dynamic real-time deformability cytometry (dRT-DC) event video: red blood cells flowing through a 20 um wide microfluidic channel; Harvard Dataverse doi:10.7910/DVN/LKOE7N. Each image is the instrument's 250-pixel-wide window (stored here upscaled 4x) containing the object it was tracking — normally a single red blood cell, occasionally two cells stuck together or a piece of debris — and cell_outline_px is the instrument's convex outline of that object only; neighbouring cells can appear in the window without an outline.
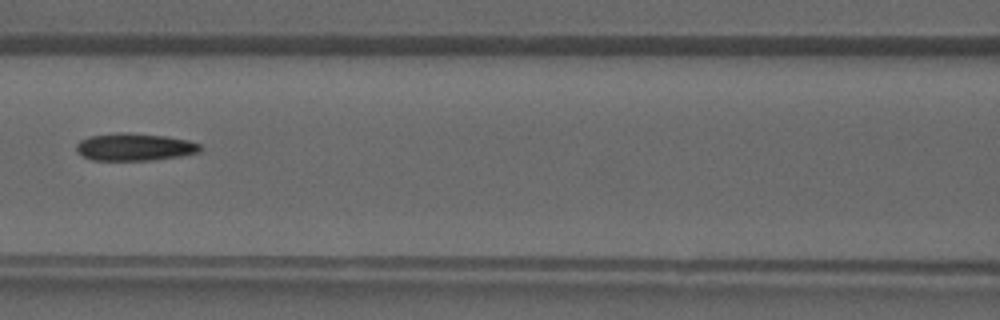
{"species": "common noctule bat (a hibernating species)", "species_latin": "Nyctalus noctula", "temperature_condition": "warm", "stored_images_in_passage": 27, "camera_frame_rate_fps": 3000, "um_per_image_px": 0.085, "animal": {"sex": "male", "forearm_length_mm": 52.5}, "frame": {"image": 1, "passage_image": 8, "time_ms": 2.333, "image_size_px": [1000, 320], "cell_outline_px": [[200, 152], [180, 156], [152, 160], [92, 160], [76, 152], [76, 144], [80, 140], [92, 136], [116, 132], [128, 132], [164, 136], [188, 140], [200, 144]], "centroid_in_image_um": [11.42, 12.49], "position_along_channel_um": 155.2, "area_um2": 19.77}}
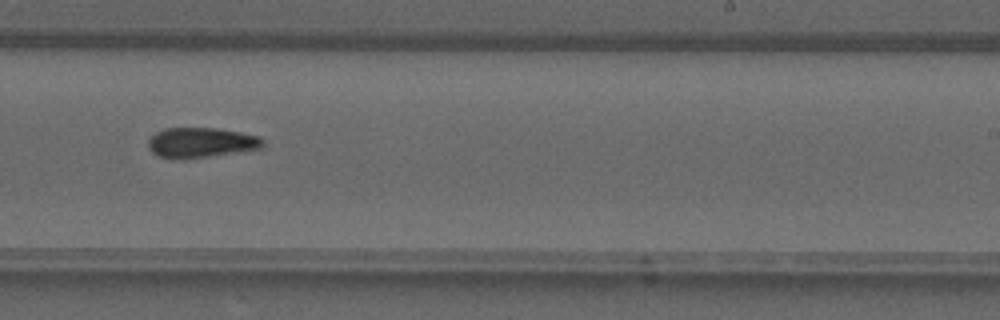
{"frame": {"image": 2, "passage_image": 15, "time_ms": 4.667, "image_size_px": [1000, 320], "cell_outline_px": [[264, 144], [260, 148], [184, 160], [176, 160], [160, 156], [152, 152], [148, 148], [148, 140], [156, 132], [164, 128], [216, 128], [240, 132], [260, 136], [264, 140]], "centroid_in_image_um": [17.06, 12.12], "position_along_channel_um": 271.9, "area_um2": 20.17}}
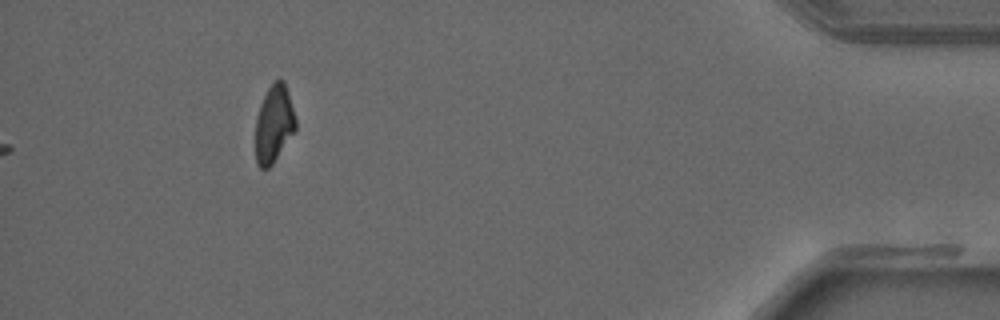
{"frame": {"image": 3, "passage_image": 27, "time_ms": 8.667, "image_size_px": [1000, 320], "cell_outline_px": [[296, 128], [272, 164], [268, 168], [260, 168], [256, 164], [256, 120], [260, 104], [268, 88], [276, 80], [284, 80], [296, 120]], "centroid_in_image_um": [23.27, 10.54], "position_along_channel_um": 411.9, "area_um2": 17.69}}